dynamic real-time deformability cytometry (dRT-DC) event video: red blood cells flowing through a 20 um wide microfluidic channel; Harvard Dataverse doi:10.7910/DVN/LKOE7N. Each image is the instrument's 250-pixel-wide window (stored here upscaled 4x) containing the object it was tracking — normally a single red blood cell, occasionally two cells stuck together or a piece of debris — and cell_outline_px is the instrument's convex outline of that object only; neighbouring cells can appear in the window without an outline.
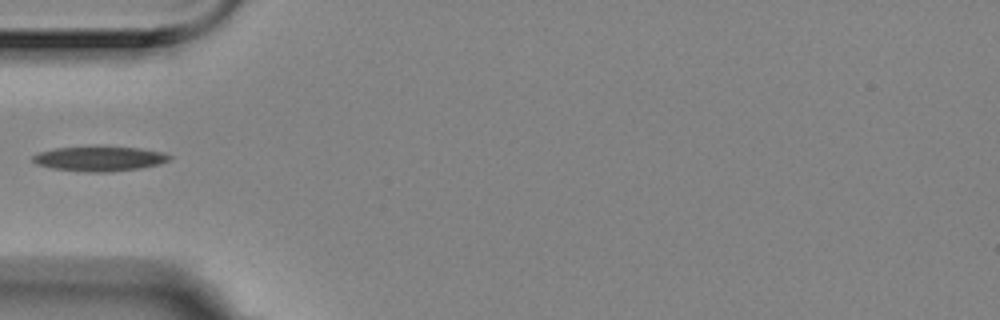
{"species": "Egyptian fruit bat (a non-hibernating species)", "species_latin": "Rousettus aegyptiacus", "temperature_condition": "room temperature", "stored_images_in_passage": 1, "camera_frame_rate_fps": 3000, "um_per_image_px": 0.085, "animal": {"sex": "female"}, "frame": {"image": 1, "passage_image": 1, "time_ms": 0.0, "image_size_px": [1000, 320], "cell_outline_px": [[172, 160], [160, 164], [140, 168], [108, 172], [88, 172], [52, 168], [36, 164], [32, 160], [32, 156], [40, 152], [56, 148], [92, 144], [140, 148], [164, 152], [172, 156]], "centroid_in_image_um": [8.49, 13.45], "position_along_channel_um": 76.5, "area_um2": 20.52}}